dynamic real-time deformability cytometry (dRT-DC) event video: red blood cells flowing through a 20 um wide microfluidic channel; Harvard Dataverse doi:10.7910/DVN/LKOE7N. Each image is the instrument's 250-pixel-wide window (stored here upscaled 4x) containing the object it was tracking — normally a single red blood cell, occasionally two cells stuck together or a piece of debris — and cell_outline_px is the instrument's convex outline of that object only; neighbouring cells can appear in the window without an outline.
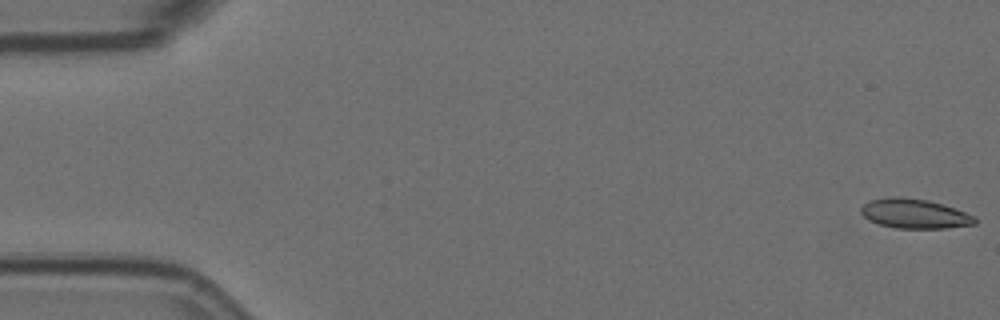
{"species": "Egyptian fruit bat (a non-hibernating species)", "species_latin": "Rousettus aegyptiacus", "temperature_condition": "room temperature", "stored_images_in_passage": 5, "camera_frame_rate_fps": 3000, "um_per_image_px": 0.085, "animal": {"sex": "female"}, "frame": {"image": 1, "passage_image": 1, "time_ms": 0.0, "image_size_px": [1000, 320], "cell_outline_px": [[976, 224], [948, 228], [896, 228], [880, 224], [868, 220], [860, 212], [860, 208], [868, 200], [888, 196], [900, 196], [928, 200], [944, 204], [976, 216]], "centroid_in_image_um": [77.73, 18.15], "position_along_channel_um": 7.3, "area_um2": 19.88}}
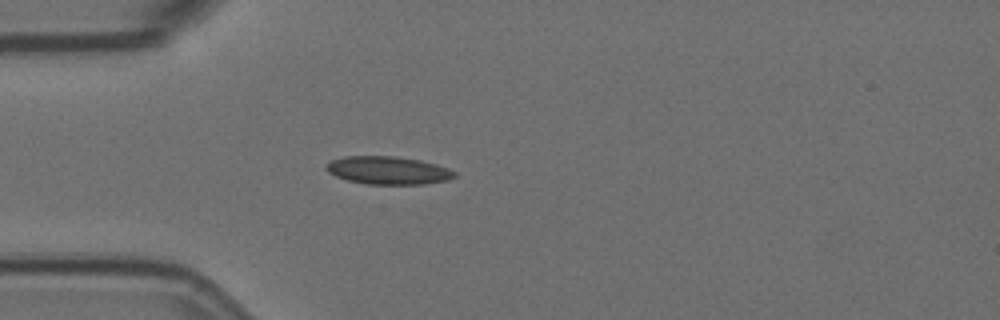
{"frame": {"image": 2, "passage_image": 5, "time_ms": 1.333, "image_size_px": [1000, 320], "cell_outline_px": [[456, 176], [448, 180], [424, 184], [368, 184], [348, 180], [336, 176], [328, 172], [324, 168], [324, 164], [332, 160], [344, 156], [396, 156], [420, 160], [436, 164], [448, 168], [456, 172]], "centroid_in_image_um": [32.98, 14.47], "position_along_channel_um": 52.0, "area_um2": 20.98}}